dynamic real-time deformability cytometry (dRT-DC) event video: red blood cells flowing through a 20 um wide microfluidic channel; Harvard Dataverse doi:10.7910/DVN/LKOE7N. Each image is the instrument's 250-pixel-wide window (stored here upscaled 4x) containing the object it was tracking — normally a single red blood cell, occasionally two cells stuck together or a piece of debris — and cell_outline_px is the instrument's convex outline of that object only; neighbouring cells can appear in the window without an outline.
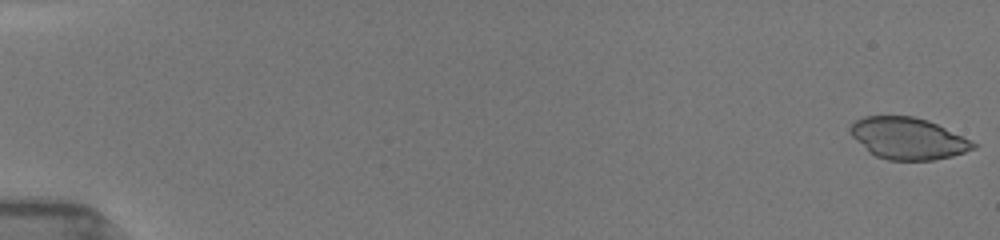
{"species": "common noctule bat (a hibernating species)", "species_latin": "Nyctalus noctula", "temperature_condition": "room temperature", "stored_images_in_passage": 4, "camera_frame_rate_fps": 3000, "um_per_image_px": 0.085, "animal": {"sex": "female", "body_mass_g": 19.5, "forearm_length_mm": 54.1}, "frame": {"image": 1, "passage_image": 1, "time_ms": 0.0, "image_size_px": [1000, 240], "cell_outline_px": [[980, 144], [976, 148], [952, 156], [932, 160], [888, 160], [876, 156], [868, 152], [848, 132], [848, 128], [856, 120], [864, 116], [912, 116], [928, 120]], "centroid_in_image_um": [77.17, 11.77], "position_along_channel_um": 7.8, "area_um2": 29.94}}